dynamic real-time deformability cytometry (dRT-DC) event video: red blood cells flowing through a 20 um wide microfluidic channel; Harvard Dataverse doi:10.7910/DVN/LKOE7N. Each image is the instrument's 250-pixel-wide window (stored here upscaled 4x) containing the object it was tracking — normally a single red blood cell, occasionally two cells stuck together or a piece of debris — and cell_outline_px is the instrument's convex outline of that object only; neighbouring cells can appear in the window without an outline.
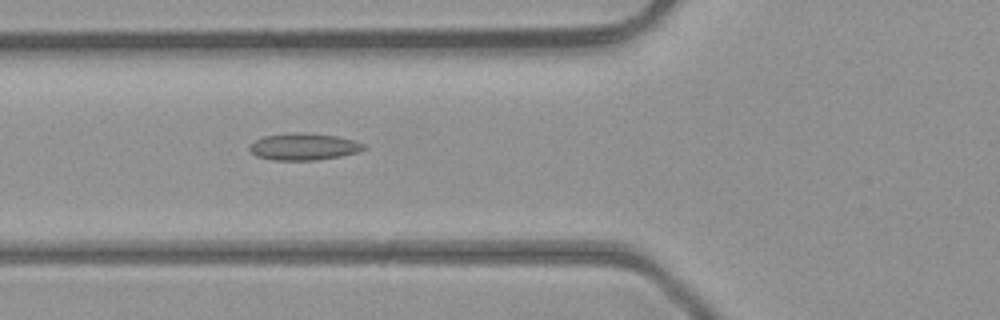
{"species": "common noctule bat (a hibernating species)", "species_latin": "Nyctalus noctula", "temperature_condition": "room temperature", "stored_images_in_passage": 34, "camera_frame_rate_fps": 3000, "um_per_image_px": 0.085, "animal": {"sex": "male", "body_mass_g": 23.1, "forearm_length_mm": 52.7}, "frame": {"image": 1, "passage_image": 5, "time_ms": 1.333, "image_size_px": [1000, 320], "cell_outline_px": [[368, 148], [360, 152], [340, 156], [316, 160], [272, 160], [256, 156], [248, 148], [256, 140], [264, 136], [292, 132], [308, 132], [336, 136], [352, 140], [364, 144]], "centroid_in_image_um": [25.84, 12.46], "position_along_channel_um": 100.0, "area_um2": 17.98}}
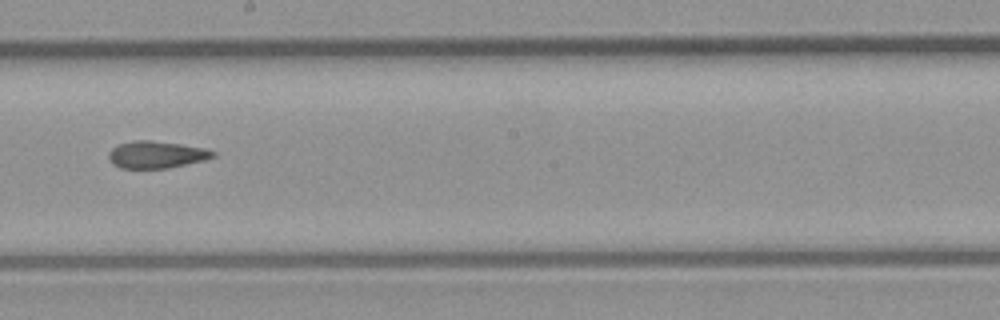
{"frame": {"image": 2, "passage_image": 14, "time_ms": 4.333, "image_size_px": [1000, 320], "cell_outline_px": [[216, 156], [204, 160], [168, 168], [120, 168], [112, 164], [108, 160], [108, 152], [112, 148], [120, 144], [132, 140], [148, 140], [180, 144], [204, 148], [216, 152]], "centroid_in_image_um": [13.26, 13.14], "position_along_channel_um": 234.9, "area_um2": 16.47}}
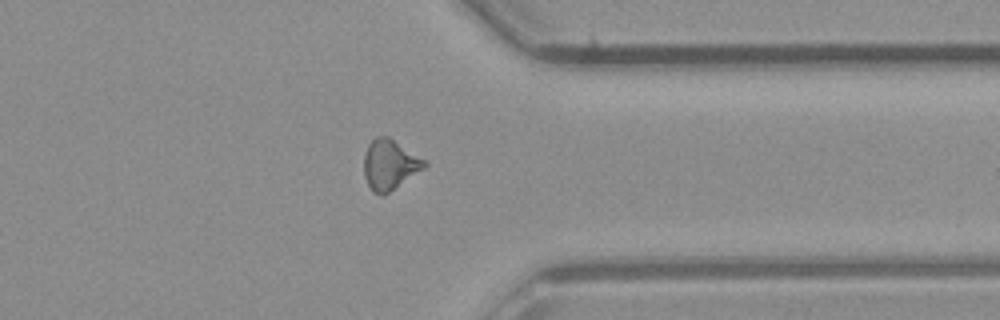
{"frame": {"image": 3, "passage_image": 24, "time_ms": 7.667, "image_size_px": [1000, 320], "cell_outline_px": [[428, 164], [424, 168], [388, 192], [380, 196], [372, 192], [364, 176], [364, 156], [368, 144], [376, 136], [388, 136], [428, 160]], "centroid_in_image_um": [33.13, 13.97], "position_along_channel_um": 378.3, "area_um2": 17.69}, "authors_computed_cell_mechanics": {"area_um2": 16.7042, "velocity_mm_per_s": 4.458, "shape_relaxation_time_tau1_ms": null, "shape_relaxation_time_tau2_ms": 3.9377, "deformation_change_tau1": null, "deformation_change_tau2": 0.126}}